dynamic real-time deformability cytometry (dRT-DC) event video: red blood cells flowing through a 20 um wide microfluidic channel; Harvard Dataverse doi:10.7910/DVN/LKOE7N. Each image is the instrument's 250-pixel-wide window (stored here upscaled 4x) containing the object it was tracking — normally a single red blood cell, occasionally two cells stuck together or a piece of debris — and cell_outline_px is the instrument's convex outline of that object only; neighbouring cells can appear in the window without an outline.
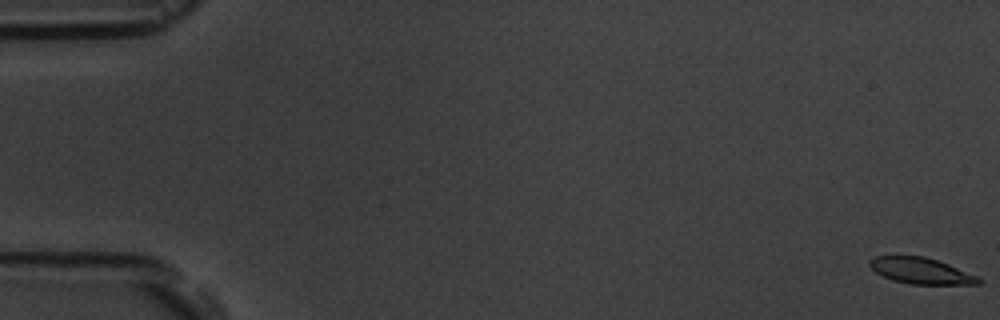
{"species": "common noctule bat (a hibernating species)", "species_latin": "Nyctalus noctula", "temperature_condition": "room temperature", "stored_images_in_passage": 5, "camera_frame_rate_fps": 3000, "um_per_image_px": 0.085, "animal": {"sex": "male", "body_mass_g": 19.5, "forearm_length_mm": 54.6}, "frame": {"image": 1, "passage_image": 1, "time_ms": 0.0, "image_size_px": [1000, 320], "cell_outline_px": [[984, 280], [980, 284], [912, 284], [892, 280], [876, 272], [868, 264], [868, 260], [872, 256], [924, 256], [948, 264], [976, 276]], "centroid_in_image_um": [78.25, 23.01], "position_along_channel_um": 6.7, "area_um2": 16.42}}
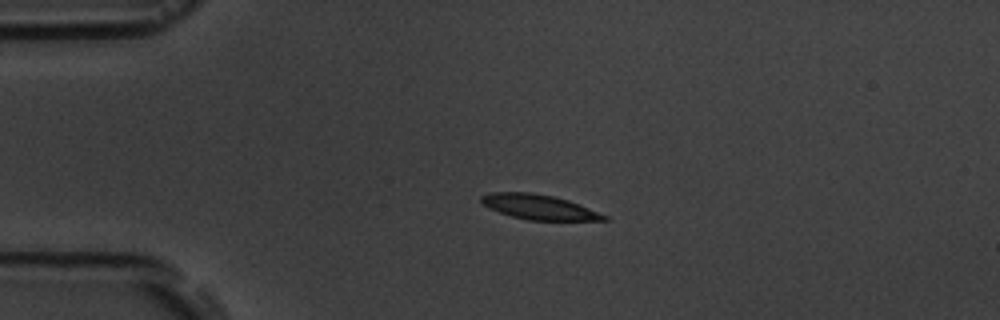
{"frame": {"image": 2, "passage_image": 4, "time_ms": 4.333, "image_size_px": [1000, 320], "cell_outline_px": [[608, 220], [528, 220], [512, 216], [488, 208], [480, 200], [480, 196], [492, 192], [532, 192], [552, 196], [568, 200], [608, 216]], "centroid_in_image_um": [45.78, 17.59], "position_along_channel_um": 39.2, "area_um2": 17.57}}